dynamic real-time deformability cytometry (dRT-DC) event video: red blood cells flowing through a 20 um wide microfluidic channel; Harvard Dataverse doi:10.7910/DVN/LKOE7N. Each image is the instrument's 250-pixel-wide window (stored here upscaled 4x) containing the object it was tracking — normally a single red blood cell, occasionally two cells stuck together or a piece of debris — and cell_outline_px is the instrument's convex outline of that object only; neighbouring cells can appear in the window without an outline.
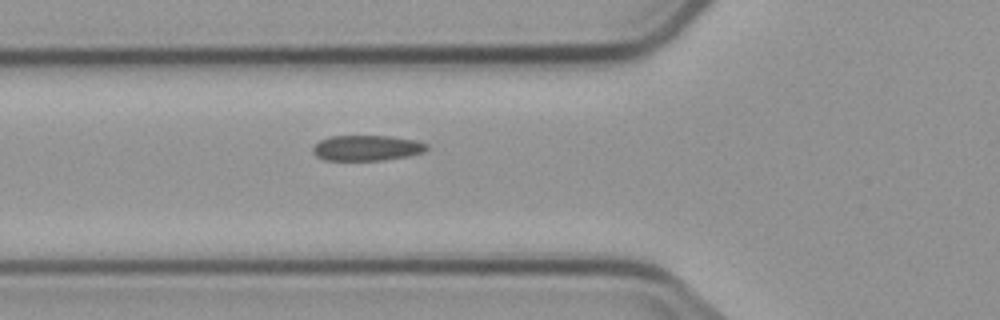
{"species": "common noctule bat (a hibernating species)", "species_latin": "Nyctalus noctula", "temperature_condition": "cold", "stored_images_in_passage": 2, "camera_frame_rate_fps": 3000, "um_per_image_px": 0.085, "animal": {"sex": "male", "body_mass_g": 23.1, "forearm_length_mm": 52.7}, "frame": {"image": 1, "passage_image": 2, "time_ms": 1.0, "image_size_px": [1000, 320], "cell_outline_px": [[428, 148], [424, 152], [408, 156], [384, 160], [324, 160], [316, 156], [312, 152], [312, 148], [320, 140], [328, 136], [392, 136], [416, 140], [428, 144]], "centroid_in_image_um": [31.18, 12.57], "position_along_channel_um": 94.6, "area_um2": 17.05}}